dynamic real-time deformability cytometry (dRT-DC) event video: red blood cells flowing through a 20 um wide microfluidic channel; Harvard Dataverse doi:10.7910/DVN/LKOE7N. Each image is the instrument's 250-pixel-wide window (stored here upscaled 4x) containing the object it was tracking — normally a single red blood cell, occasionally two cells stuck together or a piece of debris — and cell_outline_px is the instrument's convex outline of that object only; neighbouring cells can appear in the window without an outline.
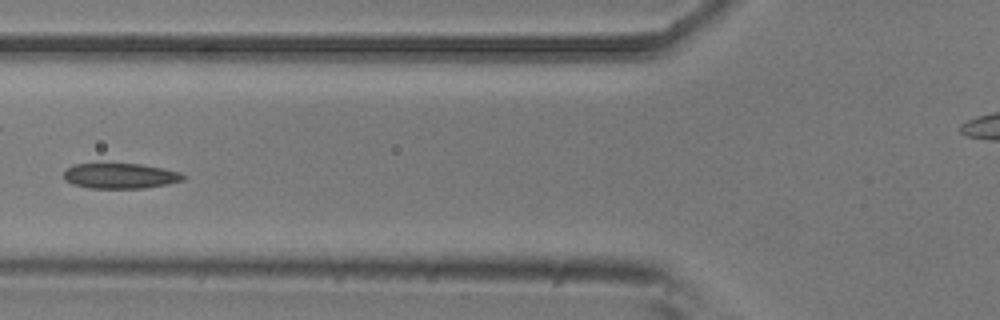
{"species": "common noctule bat (a hibernating species)", "species_latin": "Nyctalus noctula", "temperature_condition": "room temperature", "stored_images_in_passage": 6, "camera_frame_rate_fps": 3000, "um_per_image_px": 0.085, "animal": {"sex": "male", "body_mass_g": 20.5, "forearm_length_mm": 52.5}, "frame": {"image": 1, "passage_image": 6, "time_ms": 1.667, "image_size_px": [1000, 320], "cell_outline_px": [[188, 176], [184, 180], [168, 184], [144, 188], [88, 188], [72, 184], [64, 180], [64, 172], [68, 168], [76, 164], [140, 164], [164, 168], [180, 172]], "centroid_in_image_um": [10.26, 14.96], "position_along_channel_um": 115.5, "area_um2": 17.69}}